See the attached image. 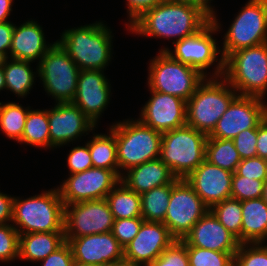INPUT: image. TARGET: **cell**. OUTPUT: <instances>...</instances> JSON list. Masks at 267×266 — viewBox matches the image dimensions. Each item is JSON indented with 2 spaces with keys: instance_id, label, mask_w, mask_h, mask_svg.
I'll return each instance as SVG.
<instances>
[{
  "instance_id": "44",
  "label": "cell",
  "mask_w": 267,
  "mask_h": 266,
  "mask_svg": "<svg viewBox=\"0 0 267 266\" xmlns=\"http://www.w3.org/2000/svg\"><path fill=\"white\" fill-rule=\"evenodd\" d=\"M41 261L43 262L42 266H74L75 264L71 247L67 241Z\"/></svg>"
},
{
  "instance_id": "35",
  "label": "cell",
  "mask_w": 267,
  "mask_h": 266,
  "mask_svg": "<svg viewBox=\"0 0 267 266\" xmlns=\"http://www.w3.org/2000/svg\"><path fill=\"white\" fill-rule=\"evenodd\" d=\"M189 266H234L236 253L217 252L199 247H187Z\"/></svg>"
},
{
  "instance_id": "32",
  "label": "cell",
  "mask_w": 267,
  "mask_h": 266,
  "mask_svg": "<svg viewBox=\"0 0 267 266\" xmlns=\"http://www.w3.org/2000/svg\"><path fill=\"white\" fill-rule=\"evenodd\" d=\"M50 148L48 110H30L19 143Z\"/></svg>"
},
{
  "instance_id": "18",
  "label": "cell",
  "mask_w": 267,
  "mask_h": 266,
  "mask_svg": "<svg viewBox=\"0 0 267 266\" xmlns=\"http://www.w3.org/2000/svg\"><path fill=\"white\" fill-rule=\"evenodd\" d=\"M65 241L71 247L75 263L104 266L124 259V248L111 231Z\"/></svg>"
},
{
  "instance_id": "41",
  "label": "cell",
  "mask_w": 267,
  "mask_h": 266,
  "mask_svg": "<svg viewBox=\"0 0 267 266\" xmlns=\"http://www.w3.org/2000/svg\"><path fill=\"white\" fill-rule=\"evenodd\" d=\"M235 173L239 176L265 181L267 179V160L258 156L243 159L238 164Z\"/></svg>"
},
{
  "instance_id": "52",
  "label": "cell",
  "mask_w": 267,
  "mask_h": 266,
  "mask_svg": "<svg viewBox=\"0 0 267 266\" xmlns=\"http://www.w3.org/2000/svg\"><path fill=\"white\" fill-rule=\"evenodd\" d=\"M6 89L5 74L3 67H0V90Z\"/></svg>"
},
{
  "instance_id": "3",
  "label": "cell",
  "mask_w": 267,
  "mask_h": 266,
  "mask_svg": "<svg viewBox=\"0 0 267 266\" xmlns=\"http://www.w3.org/2000/svg\"><path fill=\"white\" fill-rule=\"evenodd\" d=\"M222 77L239 95L264 99L267 91V43L229 54L224 59Z\"/></svg>"
},
{
  "instance_id": "23",
  "label": "cell",
  "mask_w": 267,
  "mask_h": 266,
  "mask_svg": "<svg viewBox=\"0 0 267 266\" xmlns=\"http://www.w3.org/2000/svg\"><path fill=\"white\" fill-rule=\"evenodd\" d=\"M126 172L127 176L122 175L120 181L139 195L171 184L177 178L160 158L142 163Z\"/></svg>"
},
{
  "instance_id": "8",
  "label": "cell",
  "mask_w": 267,
  "mask_h": 266,
  "mask_svg": "<svg viewBox=\"0 0 267 266\" xmlns=\"http://www.w3.org/2000/svg\"><path fill=\"white\" fill-rule=\"evenodd\" d=\"M221 59L214 76L221 78L224 59L242 48L267 43V0H249L239 12L224 36Z\"/></svg>"
},
{
  "instance_id": "13",
  "label": "cell",
  "mask_w": 267,
  "mask_h": 266,
  "mask_svg": "<svg viewBox=\"0 0 267 266\" xmlns=\"http://www.w3.org/2000/svg\"><path fill=\"white\" fill-rule=\"evenodd\" d=\"M71 176L58 187L64 205L104 199L120 183V177L110 169L89 168Z\"/></svg>"
},
{
  "instance_id": "12",
  "label": "cell",
  "mask_w": 267,
  "mask_h": 266,
  "mask_svg": "<svg viewBox=\"0 0 267 266\" xmlns=\"http://www.w3.org/2000/svg\"><path fill=\"white\" fill-rule=\"evenodd\" d=\"M114 220L105 198L65 205V239L112 231Z\"/></svg>"
},
{
  "instance_id": "15",
  "label": "cell",
  "mask_w": 267,
  "mask_h": 266,
  "mask_svg": "<svg viewBox=\"0 0 267 266\" xmlns=\"http://www.w3.org/2000/svg\"><path fill=\"white\" fill-rule=\"evenodd\" d=\"M262 100L259 97L238 95L217 121L208 138L233 139L243 130L258 128L267 116V105Z\"/></svg>"
},
{
  "instance_id": "20",
  "label": "cell",
  "mask_w": 267,
  "mask_h": 266,
  "mask_svg": "<svg viewBox=\"0 0 267 266\" xmlns=\"http://www.w3.org/2000/svg\"><path fill=\"white\" fill-rule=\"evenodd\" d=\"M233 173L204 160L185 180L192 186L202 201L211 208L231 198Z\"/></svg>"
},
{
  "instance_id": "11",
  "label": "cell",
  "mask_w": 267,
  "mask_h": 266,
  "mask_svg": "<svg viewBox=\"0 0 267 266\" xmlns=\"http://www.w3.org/2000/svg\"><path fill=\"white\" fill-rule=\"evenodd\" d=\"M210 208L184 178L172 182L171 196L163 223L170 234L182 240Z\"/></svg>"
},
{
  "instance_id": "25",
  "label": "cell",
  "mask_w": 267,
  "mask_h": 266,
  "mask_svg": "<svg viewBox=\"0 0 267 266\" xmlns=\"http://www.w3.org/2000/svg\"><path fill=\"white\" fill-rule=\"evenodd\" d=\"M242 243H264L267 239V204L263 198L241 201Z\"/></svg>"
},
{
  "instance_id": "37",
  "label": "cell",
  "mask_w": 267,
  "mask_h": 266,
  "mask_svg": "<svg viewBox=\"0 0 267 266\" xmlns=\"http://www.w3.org/2000/svg\"><path fill=\"white\" fill-rule=\"evenodd\" d=\"M264 182L233 173L231 198L238 199L239 201L262 198Z\"/></svg>"
},
{
  "instance_id": "48",
  "label": "cell",
  "mask_w": 267,
  "mask_h": 266,
  "mask_svg": "<svg viewBox=\"0 0 267 266\" xmlns=\"http://www.w3.org/2000/svg\"><path fill=\"white\" fill-rule=\"evenodd\" d=\"M14 197L0 192V225L12 221Z\"/></svg>"
},
{
  "instance_id": "29",
  "label": "cell",
  "mask_w": 267,
  "mask_h": 266,
  "mask_svg": "<svg viewBox=\"0 0 267 266\" xmlns=\"http://www.w3.org/2000/svg\"><path fill=\"white\" fill-rule=\"evenodd\" d=\"M205 160L235 173L241 158L232 139L207 138Z\"/></svg>"
},
{
  "instance_id": "27",
  "label": "cell",
  "mask_w": 267,
  "mask_h": 266,
  "mask_svg": "<svg viewBox=\"0 0 267 266\" xmlns=\"http://www.w3.org/2000/svg\"><path fill=\"white\" fill-rule=\"evenodd\" d=\"M105 199L115 220L142 217L141 196L127 188L121 181Z\"/></svg>"
},
{
  "instance_id": "55",
  "label": "cell",
  "mask_w": 267,
  "mask_h": 266,
  "mask_svg": "<svg viewBox=\"0 0 267 266\" xmlns=\"http://www.w3.org/2000/svg\"><path fill=\"white\" fill-rule=\"evenodd\" d=\"M74 266H96V265H87V264L75 263Z\"/></svg>"
},
{
  "instance_id": "1",
  "label": "cell",
  "mask_w": 267,
  "mask_h": 266,
  "mask_svg": "<svg viewBox=\"0 0 267 266\" xmlns=\"http://www.w3.org/2000/svg\"><path fill=\"white\" fill-rule=\"evenodd\" d=\"M210 21L211 14L203 6L167 0L144 12L128 29L145 36L177 38V42L193 36Z\"/></svg>"
},
{
  "instance_id": "46",
  "label": "cell",
  "mask_w": 267,
  "mask_h": 266,
  "mask_svg": "<svg viewBox=\"0 0 267 266\" xmlns=\"http://www.w3.org/2000/svg\"><path fill=\"white\" fill-rule=\"evenodd\" d=\"M257 156L267 160V116L257 128Z\"/></svg>"
},
{
  "instance_id": "7",
  "label": "cell",
  "mask_w": 267,
  "mask_h": 266,
  "mask_svg": "<svg viewBox=\"0 0 267 266\" xmlns=\"http://www.w3.org/2000/svg\"><path fill=\"white\" fill-rule=\"evenodd\" d=\"M207 138L188 125L164 132L159 158L177 178L185 179L205 160Z\"/></svg>"
},
{
  "instance_id": "43",
  "label": "cell",
  "mask_w": 267,
  "mask_h": 266,
  "mask_svg": "<svg viewBox=\"0 0 267 266\" xmlns=\"http://www.w3.org/2000/svg\"><path fill=\"white\" fill-rule=\"evenodd\" d=\"M67 163L71 174L83 172L92 168L93 162L88 144L86 143L84 147H74L68 155Z\"/></svg>"
},
{
  "instance_id": "47",
  "label": "cell",
  "mask_w": 267,
  "mask_h": 266,
  "mask_svg": "<svg viewBox=\"0 0 267 266\" xmlns=\"http://www.w3.org/2000/svg\"><path fill=\"white\" fill-rule=\"evenodd\" d=\"M14 30V24L10 21L0 23V52H4L7 55L10 51L12 35Z\"/></svg>"
},
{
  "instance_id": "19",
  "label": "cell",
  "mask_w": 267,
  "mask_h": 266,
  "mask_svg": "<svg viewBox=\"0 0 267 266\" xmlns=\"http://www.w3.org/2000/svg\"><path fill=\"white\" fill-rule=\"evenodd\" d=\"M50 147H58L74 141L96 126L83 111L72 102L57 103L48 110Z\"/></svg>"
},
{
  "instance_id": "5",
  "label": "cell",
  "mask_w": 267,
  "mask_h": 266,
  "mask_svg": "<svg viewBox=\"0 0 267 266\" xmlns=\"http://www.w3.org/2000/svg\"><path fill=\"white\" fill-rule=\"evenodd\" d=\"M64 208L58 188L23 200L14 197L12 222L19 235L64 232Z\"/></svg>"
},
{
  "instance_id": "38",
  "label": "cell",
  "mask_w": 267,
  "mask_h": 266,
  "mask_svg": "<svg viewBox=\"0 0 267 266\" xmlns=\"http://www.w3.org/2000/svg\"><path fill=\"white\" fill-rule=\"evenodd\" d=\"M19 233L14 224L0 225V261H12L19 257Z\"/></svg>"
},
{
  "instance_id": "10",
  "label": "cell",
  "mask_w": 267,
  "mask_h": 266,
  "mask_svg": "<svg viewBox=\"0 0 267 266\" xmlns=\"http://www.w3.org/2000/svg\"><path fill=\"white\" fill-rule=\"evenodd\" d=\"M37 71L47 94L52 95L57 103L73 101L80 69L58 41L39 61Z\"/></svg>"
},
{
  "instance_id": "54",
  "label": "cell",
  "mask_w": 267,
  "mask_h": 266,
  "mask_svg": "<svg viewBox=\"0 0 267 266\" xmlns=\"http://www.w3.org/2000/svg\"><path fill=\"white\" fill-rule=\"evenodd\" d=\"M262 198L264 199L265 203L267 204V179L264 182Z\"/></svg>"
},
{
  "instance_id": "49",
  "label": "cell",
  "mask_w": 267,
  "mask_h": 266,
  "mask_svg": "<svg viewBox=\"0 0 267 266\" xmlns=\"http://www.w3.org/2000/svg\"><path fill=\"white\" fill-rule=\"evenodd\" d=\"M13 0H0V23L7 21L10 11H12Z\"/></svg>"
},
{
  "instance_id": "31",
  "label": "cell",
  "mask_w": 267,
  "mask_h": 266,
  "mask_svg": "<svg viewBox=\"0 0 267 266\" xmlns=\"http://www.w3.org/2000/svg\"><path fill=\"white\" fill-rule=\"evenodd\" d=\"M172 183L141 194V213L145 221L163 222L169 204Z\"/></svg>"
},
{
  "instance_id": "33",
  "label": "cell",
  "mask_w": 267,
  "mask_h": 266,
  "mask_svg": "<svg viewBox=\"0 0 267 266\" xmlns=\"http://www.w3.org/2000/svg\"><path fill=\"white\" fill-rule=\"evenodd\" d=\"M29 112V107L24 109L17 103L8 102L2 104L0 102V128L7 137L20 141L26 118Z\"/></svg>"
},
{
  "instance_id": "39",
  "label": "cell",
  "mask_w": 267,
  "mask_h": 266,
  "mask_svg": "<svg viewBox=\"0 0 267 266\" xmlns=\"http://www.w3.org/2000/svg\"><path fill=\"white\" fill-rule=\"evenodd\" d=\"M149 266H189L186 244L174 240Z\"/></svg>"
},
{
  "instance_id": "34",
  "label": "cell",
  "mask_w": 267,
  "mask_h": 266,
  "mask_svg": "<svg viewBox=\"0 0 267 266\" xmlns=\"http://www.w3.org/2000/svg\"><path fill=\"white\" fill-rule=\"evenodd\" d=\"M218 221L231 232L241 244L242 206L234 198L225 199L210 208Z\"/></svg>"
},
{
  "instance_id": "21",
  "label": "cell",
  "mask_w": 267,
  "mask_h": 266,
  "mask_svg": "<svg viewBox=\"0 0 267 266\" xmlns=\"http://www.w3.org/2000/svg\"><path fill=\"white\" fill-rule=\"evenodd\" d=\"M110 86L101 70H80L77 92L72 103L96 125L109 103Z\"/></svg>"
},
{
  "instance_id": "45",
  "label": "cell",
  "mask_w": 267,
  "mask_h": 266,
  "mask_svg": "<svg viewBox=\"0 0 267 266\" xmlns=\"http://www.w3.org/2000/svg\"><path fill=\"white\" fill-rule=\"evenodd\" d=\"M128 2L129 26L144 12L167 0H126Z\"/></svg>"
},
{
  "instance_id": "51",
  "label": "cell",
  "mask_w": 267,
  "mask_h": 266,
  "mask_svg": "<svg viewBox=\"0 0 267 266\" xmlns=\"http://www.w3.org/2000/svg\"><path fill=\"white\" fill-rule=\"evenodd\" d=\"M104 266H136V265L130 263L126 259H122L120 261H116V262H112V263H107Z\"/></svg>"
},
{
  "instance_id": "4",
  "label": "cell",
  "mask_w": 267,
  "mask_h": 266,
  "mask_svg": "<svg viewBox=\"0 0 267 266\" xmlns=\"http://www.w3.org/2000/svg\"><path fill=\"white\" fill-rule=\"evenodd\" d=\"M211 79L205 78L186 102V125L207 135L239 95L224 78L219 82L217 77Z\"/></svg>"
},
{
  "instance_id": "50",
  "label": "cell",
  "mask_w": 267,
  "mask_h": 266,
  "mask_svg": "<svg viewBox=\"0 0 267 266\" xmlns=\"http://www.w3.org/2000/svg\"><path fill=\"white\" fill-rule=\"evenodd\" d=\"M172 1H181V2H191L197 5L203 6L210 14L214 13L212 7L210 6V0H172Z\"/></svg>"
},
{
  "instance_id": "17",
  "label": "cell",
  "mask_w": 267,
  "mask_h": 266,
  "mask_svg": "<svg viewBox=\"0 0 267 266\" xmlns=\"http://www.w3.org/2000/svg\"><path fill=\"white\" fill-rule=\"evenodd\" d=\"M151 98L141 110L143 124L164 133L186 125V101L180 97L150 90Z\"/></svg>"
},
{
  "instance_id": "40",
  "label": "cell",
  "mask_w": 267,
  "mask_h": 266,
  "mask_svg": "<svg viewBox=\"0 0 267 266\" xmlns=\"http://www.w3.org/2000/svg\"><path fill=\"white\" fill-rule=\"evenodd\" d=\"M145 220L142 217L125 218L114 220L112 233L119 241L123 248H126L129 243L137 236L142 223Z\"/></svg>"
},
{
  "instance_id": "9",
  "label": "cell",
  "mask_w": 267,
  "mask_h": 266,
  "mask_svg": "<svg viewBox=\"0 0 267 266\" xmlns=\"http://www.w3.org/2000/svg\"><path fill=\"white\" fill-rule=\"evenodd\" d=\"M150 62V90L174 95L186 102L206 78L197 69L173 59L166 51H160Z\"/></svg>"
},
{
  "instance_id": "6",
  "label": "cell",
  "mask_w": 267,
  "mask_h": 266,
  "mask_svg": "<svg viewBox=\"0 0 267 266\" xmlns=\"http://www.w3.org/2000/svg\"><path fill=\"white\" fill-rule=\"evenodd\" d=\"M115 134L118 168L129 170L160 156L162 133L139 119L119 122L110 128Z\"/></svg>"
},
{
  "instance_id": "26",
  "label": "cell",
  "mask_w": 267,
  "mask_h": 266,
  "mask_svg": "<svg viewBox=\"0 0 267 266\" xmlns=\"http://www.w3.org/2000/svg\"><path fill=\"white\" fill-rule=\"evenodd\" d=\"M65 242L64 232H34L20 234L19 258L41 261Z\"/></svg>"
},
{
  "instance_id": "22",
  "label": "cell",
  "mask_w": 267,
  "mask_h": 266,
  "mask_svg": "<svg viewBox=\"0 0 267 266\" xmlns=\"http://www.w3.org/2000/svg\"><path fill=\"white\" fill-rule=\"evenodd\" d=\"M182 241L187 247L226 253H236L240 244L210 210L193 225Z\"/></svg>"
},
{
  "instance_id": "16",
  "label": "cell",
  "mask_w": 267,
  "mask_h": 266,
  "mask_svg": "<svg viewBox=\"0 0 267 266\" xmlns=\"http://www.w3.org/2000/svg\"><path fill=\"white\" fill-rule=\"evenodd\" d=\"M176 240L163 222L144 221L137 236L124 248V259L149 266Z\"/></svg>"
},
{
  "instance_id": "53",
  "label": "cell",
  "mask_w": 267,
  "mask_h": 266,
  "mask_svg": "<svg viewBox=\"0 0 267 266\" xmlns=\"http://www.w3.org/2000/svg\"><path fill=\"white\" fill-rule=\"evenodd\" d=\"M8 59L9 57L6 53L0 52V67H3Z\"/></svg>"
},
{
  "instance_id": "36",
  "label": "cell",
  "mask_w": 267,
  "mask_h": 266,
  "mask_svg": "<svg viewBox=\"0 0 267 266\" xmlns=\"http://www.w3.org/2000/svg\"><path fill=\"white\" fill-rule=\"evenodd\" d=\"M234 266H267V245L262 243L239 244L234 255Z\"/></svg>"
},
{
  "instance_id": "14",
  "label": "cell",
  "mask_w": 267,
  "mask_h": 266,
  "mask_svg": "<svg viewBox=\"0 0 267 266\" xmlns=\"http://www.w3.org/2000/svg\"><path fill=\"white\" fill-rule=\"evenodd\" d=\"M215 16L212 13L211 21L193 36L173 42L174 54L167 48L160 51H166L173 59L197 69L207 77L204 70L209 68L213 62L218 61L216 57L221 52L216 45V40L211 35L220 28Z\"/></svg>"
},
{
  "instance_id": "24",
  "label": "cell",
  "mask_w": 267,
  "mask_h": 266,
  "mask_svg": "<svg viewBox=\"0 0 267 266\" xmlns=\"http://www.w3.org/2000/svg\"><path fill=\"white\" fill-rule=\"evenodd\" d=\"M53 46L46 44L44 33L37 22L30 20L19 27L14 26L10 58L28 62L42 57Z\"/></svg>"
},
{
  "instance_id": "30",
  "label": "cell",
  "mask_w": 267,
  "mask_h": 266,
  "mask_svg": "<svg viewBox=\"0 0 267 266\" xmlns=\"http://www.w3.org/2000/svg\"><path fill=\"white\" fill-rule=\"evenodd\" d=\"M31 62L12 59L5 63L3 71L5 74L6 89L14 92L19 97L29 93L34 82V72L29 66Z\"/></svg>"
},
{
  "instance_id": "42",
  "label": "cell",
  "mask_w": 267,
  "mask_h": 266,
  "mask_svg": "<svg viewBox=\"0 0 267 266\" xmlns=\"http://www.w3.org/2000/svg\"><path fill=\"white\" fill-rule=\"evenodd\" d=\"M232 141L241 160L257 156V128L243 130Z\"/></svg>"
},
{
  "instance_id": "28",
  "label": "cell",
  "mask_w": 267,
  "mask_h": 266,
  "mask_svg": "<svg viewBox=\"0 0 267 266\" xmlns=\"http://www.w3.org/2000/svg\"><path fill=\"white\" fill-rule=\"evenodd\" d=\"M110 134H96L88 141L89 151L94 168H104L114 171L120 178L122 176L118 168L117 147L114 132Z\"/></svg>"
},
{
  "instance_id": "2",
  "label": "cell",
  "mask_w": 267,
  "mask_h": 266,
  "mask_svg": "<svg viewBox=\"0 0 267 266\" xmlns=\"http://www.w3.org/2000/svg\"><path fill=\"white\" fill-rule=\"evenodd\" d=\"M58 42L80 70H101L111 59L112 36L102 22L66 30Z\"/></svg>"
}]
</instances>
